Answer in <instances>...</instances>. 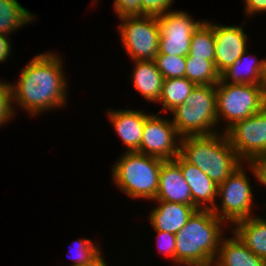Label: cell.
I'll return each mask as SVG.
<instances>
[{
    "label": "cell",
    "mask_w": 266,
    "mask_h": 266,
    "mask_svg": "<svg viewBox=\"0 0 266 266\" xmlns=\"http://www.w3.org/2000/svg\"><path fill=\"white\" fill-rule=\"evenodd\" d=\"M62 61L55 52L39 53L31 58L20 70L19 81L11 83L14 111L16 104L33 117L66 106L68 81Z\"/></svg>",
    "instance_id": "6da1fadb"
},
{
    "label": "cell",
    "mask_w": 266,
    "mask_h": 266,
    "mask_svg": "<svg viewBox=\"0 0 266 266\" xmlns=\"http://www.w3.org/2000/svg\"><path fill=\"white\" fill-rule=\"evenodd\" d=\"M223 222L211 209L196 210L175 234V263L179 266H213L224 237Z\"/></svg>",
    "instance_id": "7a4b0ae2"
},
{
    "label": "cell",
    "mask_w": 266,
    "mask_h": 266,
    "mask_svg": "<svg viewBox=\"0 0 266 266\" xmlns=\"http://www.w3.org/2000/svg\"><path fill=\"white\" fill-rule=\"evenodd\" d=\"M179 155L197 166L217 185L223 183L244 162L232 148L223 131L207 136H185L180 140Z\"/></svg>",
    "instance_id": "3957f363"
},
{
    "label": "cell",
    "mask_w": 266,
    "mask_h": 266,
    "mask_svg": "<svg viewBox=\"0 0 266 266\" xmlns=\"http://www.w3.org/2000/svg\"><path fill=\"white\" fill-rule=\"evenodd\" d=\"M112 166V181L127 197L155 200L163 159L126 152Z\"/></svg>",
    "instance_id": "277c9868"
},
{
    "label": "cell",
    "mask_w": 266,
    "mask_h": 266,
    "mask_svg": "<svg viewBox=\"0 0 266 266\" xmlns=\"http://www.w3.org/2000/svg\"><path fill=\"white\" fill-rule=\"evenodd\" d=\"M170 113L172 123L181 138L185 136H207L217 133L216 85H197Z\"/></svg>",
    "instance_id": "5b68a950"
},
{
    "label": "cell",
    "mask_w": 266,
    "mask_h": 266,
    "mask_svg": "<svg viewBox=\"0 0 266 266\" xmlns=\"http://www.w3.org/2000/svg\"><path fill=\"white\" fill-rule=\"evenodd\" d=\"M217 122H227L224 133L236 122L260 112L266 106L264 85L228 84L219 80L216 85Z\"/></svg>",
    "instance_id": "8992f818"
},
{
    "label": "cell",
    "mask_w": 266,
    "mask_h": 266,
    "mask_svg": "<svg viewBox=\"0 0 266 266\" xmlns=\"http://www.w3.org/2000/svg\"><path fill=\"white\" fill-rule=\"evenodd\" d=\"M243 163L223 183L218 185L217 197H220V206L216 203L211 209L222 221L230 225L255 216L252 213L254 197L247 166Z\"/></svg>",
    "instance_id": "52a82bcc"
},
{
    "label": "cell",
    "mask_w": 266,
    "mask_h": 266,
    "mask_svg": "<svg viewBox=\"0 0 266 266\" xmlns=\"http://www.w3.org/2000/svg\"><path fill=\"white\" fill-rule=\"evenodd\" d=\"M118 24L124 49L132 61H152L159 52L160 26L155 16H127Z\"/></svg>",
    "instance_id": "ba28073f"
},
{
    "label": "cell",
    "mask_w": 266,
    "mask_h": 266,
    "mask_svg": "<svg viewBox=\"0 0 266 266\" xmlns=\"http://www.w3.org/2000/svg\"><path fill=\"white\" fill-rule=\"evenodd\" d=\"M232 148L244 163L266 153V106L236 122L226 132Z\"/></svg>",
    "instance_id": "9c48e42d"
},
{
    "label": "cell",
    "mask_w": 266,
    "mask_h": 266,
    "mask_svg": "<svg viewBox=\"0 0 266 266\" xmlns=\"http://www.w3.org/2000/svg\"><path fill=\"white\" fill-rule=\"evenodd\" d=\"M160 26L159 52L174 56H187L193 32L203 20L195 21L186 11H170L157 17Z\"/></svg>",
    "instance_id": "30bf717a"
},
{
    "label": "cell",
    "mask_w": 266,
    "mask_h": 266,
    "mask_svg": "<svg viewBox=\"0 0 266 266\" xmlns=\"http://www.w3.org/2000/svg\"><path fill=\"white\" fill-rule=\"evenodd\" d=\"M151 113L145 120L138 153L163 160H174L179 155L181 137L172 120Z\"/></svg>",
    "instance_id": "8fae6325"
},
{
    "label": "cell",
    "mask_w": 266,
    "mask_h": 266,
    "mask_svg": "<svg viewBox=\"0 0 266 266\" xmlns=\"http://www.w3.org/2000/svg\"><path fill=\"white\" fill-rule=\"evenodd\" d=\"M215 66L221 74L246 50L248 36L242 25L228 26L214 24Z\"/></svg>",
    "instance_id": "7c38bea8"
},
{
    "label": "cell",
    "mask_w": 266,
    "mask_h": 266,
    "mask_svg": "<svg viewBox=\"0 0 266 266\" xmlns=\"http://www.w3.org/2000/svg\"><path fill=\"white\" fill-rule=\"evenodd\" d=\"M108 117L116 134L119 135L123 144L126 146V152H138L143 135V128L146 118L150 115L144 110L107 109Z\"/></svg>",
    "instance_id": "4fadbf2b"
},
{
    "label": "cell",
    "mask_w": 266,
    "mask_h": 266,
    "mask_svg": "<svg viewBox=\"0 0 266 266\" xmlns=\"http://www.w3.org/2000/svg\"><path fill=\"white\" fill-rule=\"evenodd\" d=\"M174 161L180 166L182 175L190 187L193 206L197 209H212L217 203L218 185L197 166L185 161L180 155Z\"/></svg>",
    "instance_id": "5bb4252c"
},
{
    "label": "cell",
    "mask_w": 266,
    "mask_h": 266,
    "mask_svg": "<svg viewBox=\"0 0 266 266\" xmlns=\"http://www.w3.org/2000/svg\"><path fill=\"white\" fill-rule=\"evenodd\" d=\"M155 200L193 206L190 187L180 166L174 160H165L159 174V186Z\"/></svg>",
    "instance_id": "9a60e30c"
},
{
    "label": "cell",
    "mask_w": 266,
    "mask_h": 266,
    "mask_svg": "<svg viewBox=\"0 0 266 266\" xmlns=\"http://www.w3.org/2000/svg\"><path fill=\"white\" fill-rule=\"evenodd\" d=\"M157 201L152 208L149 221L155 231H164L172 234L178 233L187 223L193 213L198 210L195 206L179 204L167 201Z\"/></svg>",
    "instance_id": "2e32d148"
},
{
    "label": "cell",
    "mask_w": 266,
    "mask_h": 266,
    "mask_svg": "<svg viewBox=\"0 0 266 266\" xmlns=\"http://www.w3.org/2000/svg\"><path fill=\"white\" fill-rule=\"evenodd\" d=\"M265 76L266 58L257 59L246 50L230 67L220 74V80L228 84L264 85Z\"/></svg>",
    "instance_id": "e0dca14e"
},
{
    "label": "cell",
    "mask_w": 266,
    "mask_h": 266,
    "mask_svg": "<svg viewBox=\"0 0 266 266\" xmlns=\"http://www.w3.org/2000/svg\"><path fill=\"white\" fill-rule=\"evenodd\" d=\"M233 237H223L213 266H266V260L256 256L232 232Z\"/></svg>",
    "instance_id": "ac0fdd59"
},
{
    "label": "cell",
    "mask_w": 266,
    "mask_h": 266,
    "mask_svg": "<svg viewBox=\"0 0 266 266\" xmlns=\"http://www.w3.org/2000/svg\"><path fill=\"white\" fill-rule=\"evenodd\" d=\"M132 62H134V69L132 70L131 80L134 88L147 102L157 104L162 92L163 76L157 69L155 61Z\"/></svg>",
    "instance_id": "d6986e66"
},
{
    "label": "cell",
    "mask_w": 266,
    "mask_h": 266,
    "mask_svg": "<svg viewBox=\"0 0 266 266\" xmlns=\"http://www.w3.org/2000/svg\"><path fill=\"white\" fill-rule=\"evenodd\" d=\"M231 230L256 256L266 260V219L263 216L240 220Z\"/></svg>",
    "instance_id": "ffe728a7"
},
{
    "label": "cell",
    "mask_w": 266,
    "mask_h": 266,
    "mask_svg": "<svg viewBox=\"0 0 266 266\" xmlns=\"http://www.w3.org/2000/svg\"><path fill=\"white\" fill-rule=\"evenodd\" d=\"M17 0H0V34L10 35L36 18Z\"/></svg>",
    "instance_id": "44dd1931"
},
{
    "label": "cell",
    "mask_w": 266,
    "mask_h": 266,
    "mask_svg": "<svg viewBox=\"0 0 266 266\" xmlns=\"http://www.w3.org/2000/svg\"><path fill=\"white\" fill-rule=\"evenodd\" d=\"M195 86L186 77L163 79L162 92L157 102L162 105V112H171L177 106L184 104Z\"/></svg>",
    "instance_id": "7402d4cb"
},
{
    "label": "cell",
    "mask_w": 266,
    "mask_h": 266,
    "mask_svg": "<svg viewBox=\"0 0 266 266\" xmlns=\"http://www.w3.org/2000/svg\"><path fill=\"white\" fill-rule=\"evenodd\" d=\"M185 77L197 85H217L220 73L215 63L199 57L186 56Z\"/></svg>",
    "instance_id": "603a6c76"
},
{
    "label": "cell",
    "mask_w": 266,
    "mask_h": 266,
    "mask_svg": "<svg viewBox=\"0 0 266 266\" xmlns=\"http://www.w3.org/2000/svg\"><path fill=\"white\" fill-rule=\"evenodd\" d=\"M189 55L215 63L214 23L204 21L192 34Z\"/></svg>",
    "instance_id": "cb8c5ba5"
},
{
    "label": "cell",
    "mask_w": 266,
    "mask_h": 266,
    "mask_svg": "<svg viewBox=\"0 0 266 266\" xmlns=\"http://www.w3.org/2000/svg\"><path fill=\"white\" fill-rule=\"evenodd\" d=\"M154 61L163 79L185 77L186 56L157 54Z\"/></svg>",
    "instance_id": "d4e9b609"
},
{
    "label": "cell",
    "mask_w": 266,
    "mask_h": 266,
    "mask_svg": "<svg viewBox=\"0 0 266 266\" xmlns=\"http://www.w3.org/2000/svg\"><path fill=\"white\" fill-rule=\"evenodd\" d=\"M74 243L76 245L72 244L74 245L72 247H74L75 253L70 256L74 261L71 266L89 263L101 252L100 246L98 247V244H95L91 239L81 238L75 240Z\"/></svg>",
    "instance_id": "484cf974"
},
{
    "label": "cell",
    "mask_w": 266,
    "mask_h": 266,
    "mask_svg": "<svg viewBox=\"0 0 266 266\" xmlns=\"http://www.w3.org/2000/svg\"><path fill=\"white\" fill-rule=\"evenodd\" d=\"M1 79V78H0ZM16 116L13 108L11 83L0 80V127ZM13 116V117H12Z\"/></svg>",
    "instance_id": "4316f807"
},
{
    "label": "cell",
    "mask_w": 266,
    "mask_h": 266,
    "mask_svg": "<svg viewBox=\"0 0 266 266\" xmlns=\"http://www.w3.org/2000/svg\"><path fill=\"white\" fill-rule=\"evenodd\" d=\"M175 0H141L142 16H161L165 15L171 10V5Z\"/></svg>",
    "instance_id": "83f0119b"
},
{
    "label": "cell",
    "mask_w": 266,
    "mask_h": 266,
    "mask_svg": "<svg viewBox=\"0 0 266 266\" xmlns=\"http://www.w3.org/2000/svg\"><path fill=\"white\" fill-rule=\"evenodd\" d=\"M157 232V245L159 252L163 253L165 257L174 261L175 264V254H176V236L175 234L164 232V231H155Z\"/></svg>",
    "instance_id": "f1b7e54d"
},
{
    "label": "cell",
    "mask_w": 266,
    "mask_h": 266,
    "mask_svg": "<svg viewBox=\"0 0 266 266\" xmlns=\"http://www.w3.org/2000/svg\"><path fill=\"white\" fill-rule=\"evenodd\" d=\"M93 2L96 3V0ZM113 7L118 18L142 16L141 0H115Z\"/></svg>",
    "instance_id": "f546056e"
},
{
    "label": "cell",
    "mask_w": 266,
    "mask_h": 266,
    "mask_svg": "<svg viewBox=\"0 0 266 266\" xmlns=\"http://www.w3.org/2000/svg\"><path fill=\"white\" fill-rule=\"evenodd\" d=\"M247 164L249 170L252 171L255 180L266 187V153L256 157Z\"/></svg>",
    "instance_id": "4dcf8cb0"
},
{
    "label": "cell",
    "mask_w": 266,
    "mask_h": 266,
    "mask_svg": "<svg viewBox=\"0 0 266 266\" xmlns=\"http://www.w3.org/2000/svg\"><path fill=\"white\" fill-rule=\"evenodd\" d=\"M243 2H245L244 12L247 17L266 12V0H244Z\"/></svg>",
    "instance_id": "1f68e13d"
},
{
    "label": "cell",
    "mask_w": 266,
    "mask_h": 266,
    "mask_svg": "<svg viewBox=\"0 0 266 266\" xmlns=\"http://www.w3.org/2000/svg\"><path fill=\"white\" fill-rule=\"evenodd\" d=\"M9 35H2L0 34V63L6 62V59L8 60V57L10 55L11 50V42L9 40Z\"/></svg>",
    "instance_id": "d6a6232c"
},
{
    "label": "cell",
    "mask_w": 266,
    "mask_h": 266,
    "mask_svg": "<svg viewBox=\"0 0 266 266\" xmlns=\"http://www.w3.org/2000/svg\"><path fill=\"white\" fill-rule=\"evenodd\" d=\"M79 266H108L106 261H104L103 252L101 251L93 260L89 263L82 264Z\"/></svg>",
    "instance_id": "836d02e7"
},
{
    "label": "cell",
    "mask_w": 266,
    "mask_h": 266,
    "mask_svg": "<svg viewBox=\"0 0 266 266\" xmlns=\"http://www.w3.org/2000/svg\"><path fill=\"white\" fill-rule=\"evenodd\" d=\"M264 87H265V92H266V76H265V81H264Z\"/></svg>",
    "instance_id": "e575fe53"
}]
</instances>
